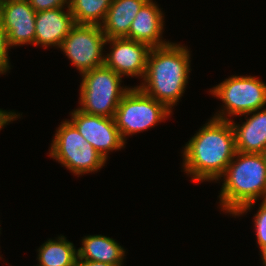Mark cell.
Masks as SVG:
<instances>
[{
  "label": "cell",
  "mask_w": 266,
  "mask_h": 266,
  "mask_svg": "<svg viewBox=\"0 0 266 266\" xmlns=\"http://www.w3.org/2000/svg\"><path fill=\"white\" fill-rule=\"evenodd\" d=\"M236 153L230 120L211 118L185 144L183 167L192 182L219 181Z\"/></svg>",
  "instance_id": "cell-1"
},
{
  "label": "cell",
  "mask_w": 266,
  "mask_h": 266,
  "mask_svg": "<svg viewBox=\"0 0 266 266\" xmlns=\"http://www.w3.org/2000/svg\"><path fill=\"white\" fill-rule=\"evenodd\" d=\"M190 51L183 45L168 43L151 48L146 73L138 87L164 104L170 111L185 92L190 73Z\"/></svg>",
  "instance_id": "cell-2"
},
{
  "label": "cell",
  "mask_w": 266,
  "mask_h": 266,
  "mask_svg": "<svg viewBox=\"0 0 266 266\" xmlns=\"http://www.w3.org/2000/svg\"><path fill=\"white\" fill-rule=\"evenodd\" d=\"M221 177V211L240 216L261 196L266 199V163L262 154L236 152Z\"/></svg>",
  "instance_id": "cell-3"
},
{
  "label": "cell",
  "mask_w": 266,
  "mask_h": 266,
  "mask_svg": "<svg viewBox=\"0 0 266 266\" xmlns=\"http://www.w3.org/2000/svg\"><path fill=\"white\" fill-rule=\"evenodd\" d=\"M81 76L79 94L81 107L77 109L89 115L113 118L122 97L130 89L120 86L122 76L105 64Z\"/></svg>",
  "instance_id": "cell-4"
},
{
  "label": "cell",
  "mask_w": 266,
  "mask_h": 266,
  "mask_svg": "<svg viewBox=\"0 0 266 266\" xmlns=\"http://www.w3.org/2000/svg\"><path fill=\"white\" fill-rule=\"evenodd\" d=\"M49 155L79 176L100 170L107 161L69 119L57 128Z\"/></svg>",
  "instance_id": "cell-5"
},
{
  "label": "cell",
  "mask_w": 266,
  "mask_h": 266,
  "mask_svg": "<svg viewBox=\"0 0 266 266\" xmlns=\"http://www.w3.org/2000/svg\"><path fill=\"white\" fill-rule=\"evenodd\" d=\"M171 113L164 104L135 86L122 97L113 118L121 138L126 143V136L154 127Z\"/></svg>",
  "instance_id": "cell-6"
},
{
  "label": "cell",
  "mask_w": 266,
  "mask_h": 266,
  "mask_svg": "<svg viewBox=\"0 0 266 266\" xmlns=\"http://www.w3.org/2000/svg\"><path fill=\"white\" fill-rule=\"evenodd\" d=\"M210 93L224 103L223 110L213 116L220 120L261 110L266 105V84L254 76L233 75L214 86Z\"/></svg>",
  "instance_id": "cell-7"
},
{
  "label": "cell",
  "mask_w": 266,
  "mask_h": 266,
  "mask_svg": "<svg viewBox=\"0 0 266 266\" xmlns=\"http://www.w3.org/2000/svg\"><path fill=\"white\" fill-rule=\"evenodd\" d=\"M106 36L99 25L76 24L59 47L80 74L105 63Z\"/></svg>",
  "instance_id": "cell-8"
},
{
  "label": "cell",
  "mask_w": 266,
  "mask_h": 266,
  "mask_svg": "<svg viewBox=\"0 0 266 266\" xmlns=\"http://www.w3.org/2000/svg\"><path fill=\"white\" fill-rule=\"evenodd\" d=\"M69 121L106 160L109 151L119 150L125 145L114 118L89 115L76 109Z\"/></svg>",
  "instance_id": "cell-9"
},
{
  "label": "cell",
  "mask_w": 266,
  "mask_h": 266,
  "mask_svg": "<svg viewBox=\"0 0 266 266\" xmlns=\"http://www.w3.org/2000/svg\"><path fill=\"white\" fill-rule=\"evenodd\" d=\"M112 46L105 56V65L120 76L144 78L151 47L128 38H111L106 44Z\"/></svg>",
  "instance_id": "cell-10"
},
{
  "label": "cell",
  "mask_w": 266,
  "mask_h": 266,
  "mask_svg": "<svg viewBox=\"0 0 266 266\" xmlns=\"http://www.w3.org/2000/svg\"><path fill=\"white\" fill-rule=\"evenodd\" d=\"M36 13L28 0H1L0 22L10 47L34 45Z\"/></svg>",
  "instance_id": "cell-11"
},
{
  "label": "cell",
  "mask_w": 266,
  "mask_h": 266,
  "mask_svg": "<svg viewBox=\"0 0 266 266\" xmlns=\"http://www.w3.org/2000/svg\"><path fill=\"white\" fill-rule=\"evenodd\" d=\"M64 8L40 11L35 18V39L34 45L61 46L63 39L70 33L76 25L69 6L67 11Z\"/></svg>",
  "instance_id": "cell-12"
},
{
  "label": "cell",
  "mask_w": 266,
  "mask_h": 266,
  "mask_svg": "<svg viewBox=\"0 0 266 266\" xmlns=\"http://www.w3.org/2000/svg\"><path fill=\"white\" fill-rule=\"evenodd\" d=\"M163 20V12L157 3L148 0L135 16L125 38L145 43L151 48L167 45L170 42L161 39L163 38Z\"/></svg>",
  "instance_id": "cell-13"
},
{
  "label": "cell",
  "mask_w": 266,
  "mask_h": 266,
  "mask_svg": "<svg viewBox=\"0 0 266 266\" xmlns=\"http://www.w3.org/2000/svg\"><path fill=\"white\" fill-rule=\"evenodd\" d=\"M244 115H250V118H247L242 126L230 119L236 152L262 154L266 149V108Z\"/></svg>",
  "instance_id": "cell-14"
},
{
  "label": "cell",
  "mask_w": 266,
  "mask_h": 266,
  "mask_svg": "<svg viewBox=\"0 0 266 266\" xmlns=\"http://www.w3.org/2000/svg\"><path fill=\"white\" fill-rule=\"evenodd\" d=\"M148 0H113L100 25L107 39L123 38L141 7Z\"/></svg>",
  "instance_id": "cell-15"
},
{
  "label": "cell",
  "mask_w": 266,
  "mask_h": 266,
  "mask_svg": "<svg viewBox=\"0 0 266 266\" xmlns=\"http://www.w3.org/2000/svg\"><path fill=\"white\" fill-rule=\"evenodd\" d=\"M82 246L77 249L78 257L122 266L125 249L113 238L104 235H89L82 239Z\"/></svg>",
  "instance_id": "cell-16"
},
{
  "label": "cell",
  "mask_w": 266,
  "mask_h": 266,
  "mask_svg": "<svg viewBox=\"0 0 266 266\" xmlns=\"http://www.w3.org/2000/svg\"><path fill=\"white\" fill-rule=\"evenodd\" d=\"M78 251L65 236L49 239L38 249V263L40 266H74Z\"/></svg>",
  "instance_id": "cell-17"
},
{
  "label": "cell",
  "mask_w": 266,
  "mask_h": 266,
  "mask_svg": "<svg viewBox=\"0 0 266 266\" xmlns=\"http://www.w3.org/2000/svg\"><path fill=\"white\" fill-rule=\"evenodd\" d=\"M113 0H69L76 24L101 25Z\"/></svg>",
  "instance_id": "cell-18"
},
{
  "label": "cell",
  "mask_w": 266,
  "mask_h": 266,
  "mask_svg": "<svg viewBox=\"0 0 266 266\" xmlns=\"http://www.w3.org/2000/svg\"><path fill=\"white\" fill-rule=\"evenodd\" d=\"M253 220L255 222L257 244L261 251L266 247V199L262 200L259 210L255 214Z\"/></svg>",
  "instance_id": "cell-19"
},
{
  "label": "cell",
  "mask_w": 266,
  "mask_h": 266,
  "mask_svg": "<svg viewBox=\"0 0 266 266\" xmlns=\"http://www.w3.org/2000/svg\"><path fill=\"white\" fill-rule=\"evenodd\" d=\"M10 48L7 39V32L0 22V74H5L10 68L8 49Z\"/></svg>",
  "instance_id": "cell-20"
},
{
  "label": "cell",
  "mask_w": 266,
  "mask_h": 266,
  "mask_svg": "<svg viewBox=\"0 0 266 266\" xmlns=\"http://www.w3.org/2000/svg\"><path fill=\"white\" fill-rule=\"evenodd\" d=\"M29 4L36 12L64 8L69 6V0H28Z\"/></svg>",
  "instance_id": "cell-21"
},
{
  "label": "cell",
  "mask_w": 266,
  "mask_h": 266,
  "mask_svg": "<svg viewBox=\"0 0 266 266\" xmlns=\"http://www.w3.org/2000/svg\"><path fill=\"white\" fill-rule=\"evenodd\" d=\"M20 116V114H17L16 112H12V111H6V110H2L0 109V130L8 123H10L11 121L16 120V118H18Z\"/></svg>",
  "instance_id": "cell-22"
},
{
  "label": "cell",
  "mask_w": 266,
  "mask_h": 266,
  "mask_svg": "<svg viewBox=\"0 0 266 266\" xmlns=\"http://www.w3.org/2000/svg\"><path fill=\"white\" fill-rule=\"evenodd\" d=\"M74 266H117L109 263L99 262V261H91L79 258L77 256Z\"/></svg>",
  "instance_id": "cell-23"
},
{
  "label": "cell",
  "mask_w": 266,
  "mask_h": 266,
  "mask_svg": "<svg viewBox=\"0 0 266 266\" xmlns=\"http://www.w3.org/2000/svg\"><path fill=\"white\" fill-rule=\"evenodd\" d=\"M260 252H261L260 254L263 261V265L266 266V247L263 248Z\"/></svg>",
  "instance_id": "cell-24"
},
{
  "label": "cell",
  "mask_w": 266,
  "mask_h": 266,
  "mask_svg": "<svg viewBox=\"0 0 266 266\" xmlns=\"http://www.w3.org/2000/svg\"><path fill=\"white\" fill-rule=\"evenodd\" d=\"M262 155H263V157L265 159V163H266V149L262 152Z\"/></svg>",
  "instance_id": "cell-25"
}]
</instances>
